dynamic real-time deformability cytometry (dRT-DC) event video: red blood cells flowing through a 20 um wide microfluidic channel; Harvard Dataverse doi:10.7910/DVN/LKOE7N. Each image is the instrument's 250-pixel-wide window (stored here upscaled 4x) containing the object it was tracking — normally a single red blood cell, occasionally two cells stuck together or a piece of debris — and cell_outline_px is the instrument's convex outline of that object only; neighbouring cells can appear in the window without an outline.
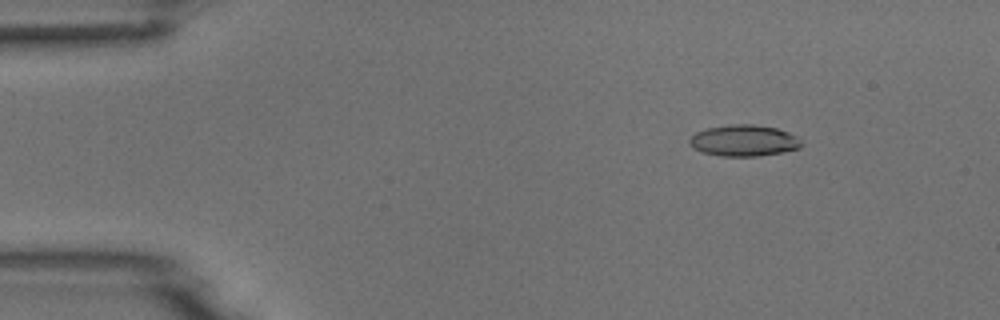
{"species": "common noctule bat (a hibernating species)", "species_latin": "Nyctalus noctula", "temperature_condition": "room temperature", "stored_images_in_passage": 53, "camera_frame_rate_fps": 3000, "um_per_image_px": 0.085, "animal": {"sex": "male", "body_mass_g": 18.8}, "frame": {"image": 1, "passage_image": 7, "time_ms": 2.0, "image_size_px": [1000, 320], "cell_outline_px": [[804, 144], [800, 148], [784, 152], [760, 156], [720, 156], [704, 152], [692, 148], [688, 144], [688, 140], [696, 132], [704, 128], [728, 124], [752, 124], [776, 128], [788, 132], [796, 136]], "centroid_in_image_um": [63.22, 11.95], "position_along_channel_um": 21.8, "area_um2": 20.69}}
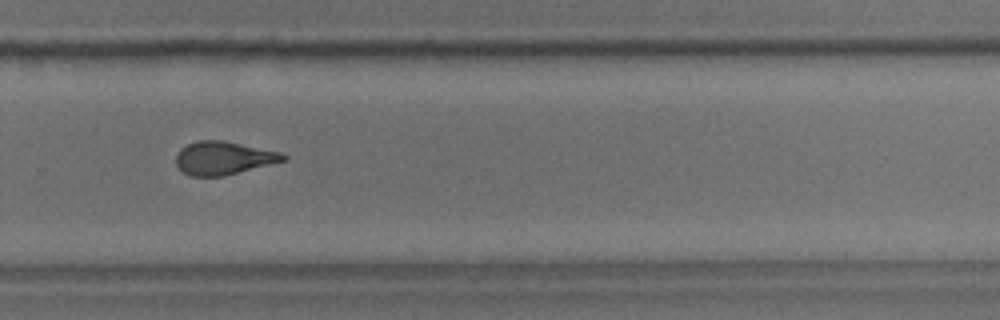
{"frame": {"image": 2, "passage_image": 36, "time_ms": 11.667, "image_size_px": [1000, 320], "cell_outline_px": [[288, 160], [224, 176], [192, 176], [184, 172], [176, 164], [176, 156], [180, 148], [196, 140], [224, 140], [280, 152], [288, 156]], "centroid_in_image_um": [19.02, 13.43], "position_along_channel_um": 310.8, "area_um2": 20.81}}
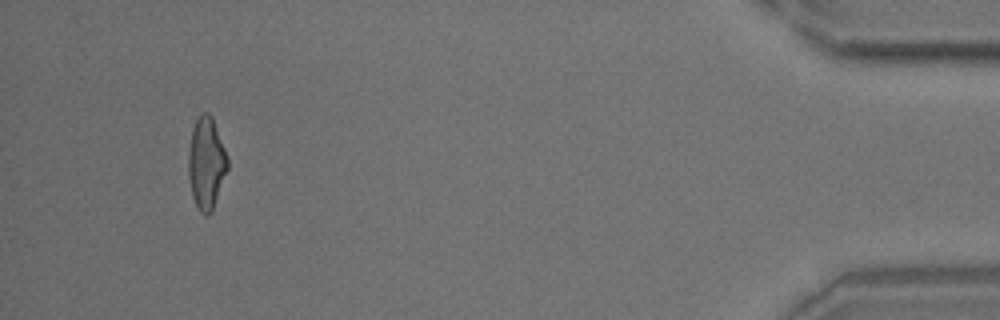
{"frame": {"image": 3, "passage_image": 50, "time_ms": 16.333, "image_size_px": [1000, 320], "cell_outline_px": [[228, 168], [212, 212], [208, 216], [204, 216], [196, 208], [192, 196], [188, 176], [188, 152], [192, 128], [200, 112], [208, 112], [212, 116], [228, 156]], "centroid_in_image_um": [17.53, 13.88], "position_along_channel_um": 417.7, "area_um2": 21.39}}